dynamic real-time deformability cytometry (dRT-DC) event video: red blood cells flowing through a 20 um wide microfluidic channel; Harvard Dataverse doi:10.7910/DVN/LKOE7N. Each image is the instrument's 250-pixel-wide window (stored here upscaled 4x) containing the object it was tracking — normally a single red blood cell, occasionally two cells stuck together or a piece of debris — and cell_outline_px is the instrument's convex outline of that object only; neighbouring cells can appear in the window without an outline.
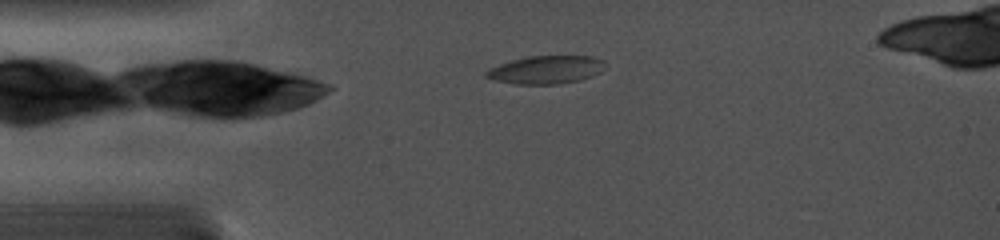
{"species": "common noctule bat (a hibernating species)", "species_latin": "Nyctalus noctula", "temperature_condition": "cold", "stored_images_in_passage": 25, "camera_frame_rate_fps": 5000, "um_per_image_px": 0.085, "animal": {"sex": "female", "body_mass_g": 19.0, "forearm_length_mm": 56.7}, "frame": {"image": 1, "passage_image": 3, "time_ms": 1.0, "image_size_px": [1000, 240], "cell_outline_px": [[604, 68], [600, 72], [592, 76], [580, 80], [556, 84], [516, 84], [492, 80], [484, 76], [484, 72], [500, 64], [512, 60], [528, 56], [592, 56], [604, 60]], "centroid_in_image_um": [46.41, 5.93], "position_along_channel_um": 38.6, "area_um2": 19.42}}
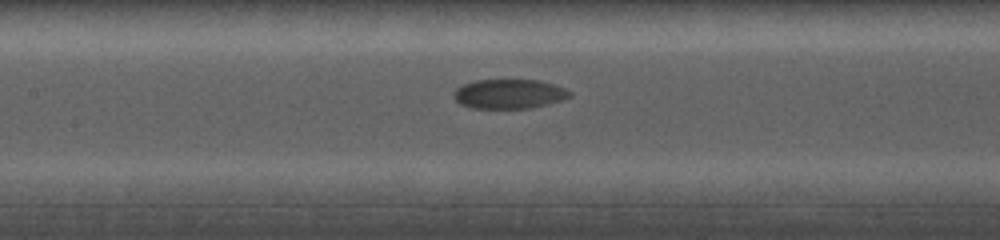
{"frame": {"image": 2, "passage_image": 10, "time_ms": 5.2, "image_size_px": [1000, 240], "cell_outline_px": [[572, 96], [564, 100], [532, 108], [472, 108], [460, 104], [452, 96], [452, 92], [456, 88], [464, 84], [476, 80], [540, 80], [564, 88], [572, 92]], "centroid_in_image_um": [43.28, 7.99], "position_along_channel_um": 164.1, "area_um2": 20.06}}
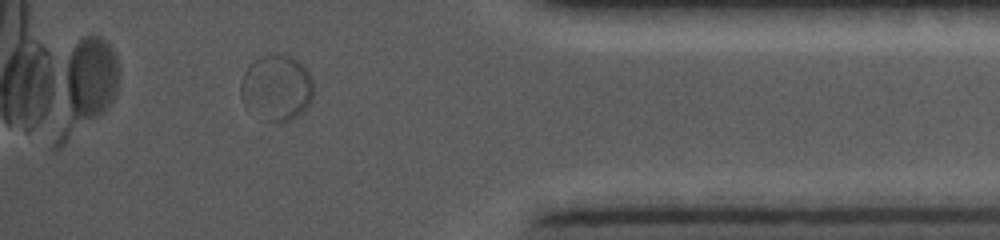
{"frame": {"image": 3, "passage_image": 22, "time_ms": 12.4, "image_size_px": [1000, 240], "cell_outline_px": [[312, 100], [296, 116], [288, 120], [268, 120], [244, 108], [240, 100], [240, 84], [244, 72], [260, 56], [276, 52], [292, 56], [304, 64], [312, 76]], "centroid_in_image_um": [23.49, 7.4], "position_along_channel_um": 411.7, "area_um2": 28.03}}